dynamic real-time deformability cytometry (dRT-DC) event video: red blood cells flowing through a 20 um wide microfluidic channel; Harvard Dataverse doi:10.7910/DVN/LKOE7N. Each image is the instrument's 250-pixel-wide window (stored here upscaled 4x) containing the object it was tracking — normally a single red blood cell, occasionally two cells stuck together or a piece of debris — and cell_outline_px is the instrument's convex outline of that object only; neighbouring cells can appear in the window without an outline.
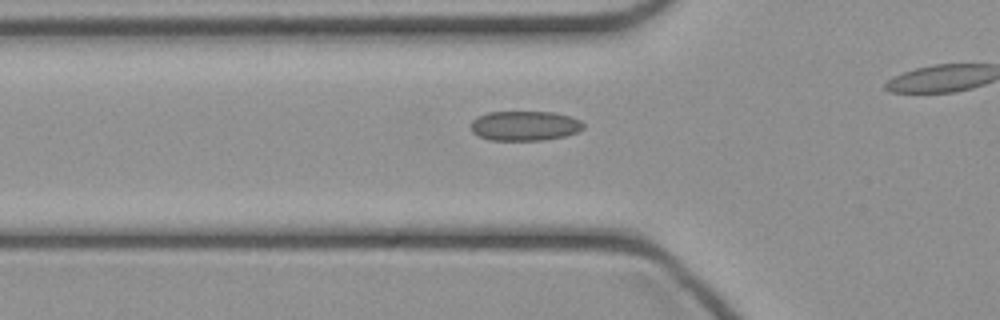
{"species": "common noctule bat (a hibernating species)", "species_latin": "Nyctalus noctula", "temperature_condition": "cold", "stored_images_in_passage": 38, "camera_frame_rate_fps": 3000, "um_per_image_px": 0.085, "animal": {"sex": "female", "body_mass_g": 21.9}, "frame": {"image": 1, "passage_image": 16, "time_ms": 5.0, "image_size_px": [1000, 320], "cell_outline_px": [[584, 128], [576, 132], [564, 136], [544, 140], [488, 140], [472, 132], [472, 120], [476, 116], [488, 112], [552, 112], [568, 116], [580, 120], [584, 124]], "centroid_in_image_um": [44.58, 10.69], "position_along_channel_um": 81.2, "area_um2": 19.42}}
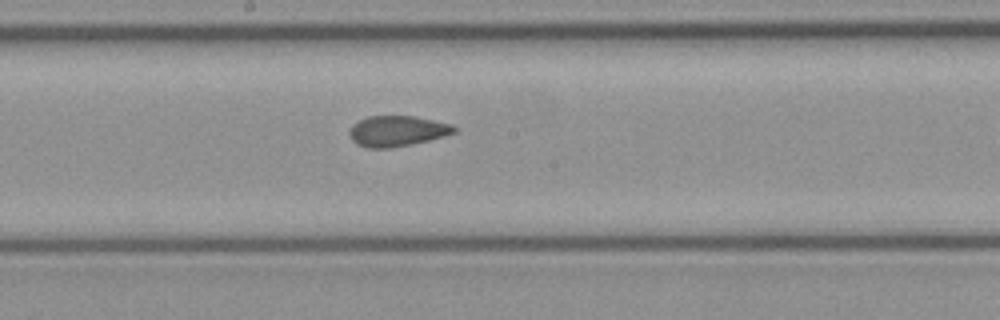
{"frame": {"image": 2, "passage_image": 25, "time_ms": 8.0, "image_size_px": [1000, 320], "cell_outline_px": [[456, 132], [444, 136], [428, 140], [392, 148], [368, 148], [356, 144], [352, 140], [348, 132], [352, 124], [368, 116], [412, 116], [452, 124], [456, 128]], "centroid_in_image_um": [33.72, 11.14], "position_along_channel_um": 214.5, "area_um2": 18.61}}
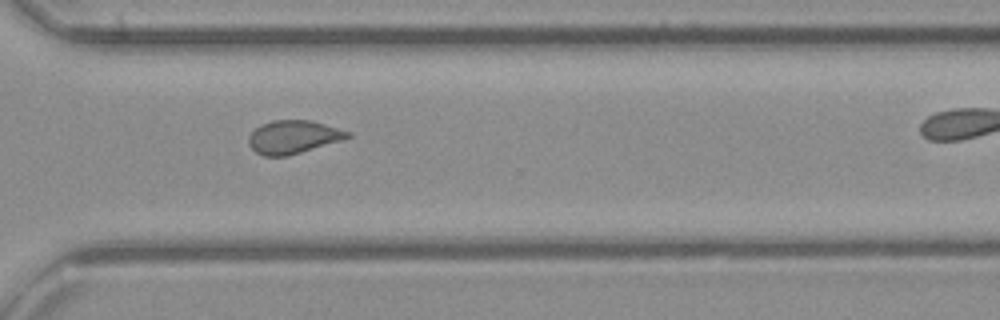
{"frame": {"image": 3, "passage_image": 34, "time_ms": 11.0, "image_size_px": [1000, 320], "cell_outline_px": [[352, 136], [344, 140], [288, 156], [264, 156], [256, 152], [248, 144], [248, 136], [260, 124], [272, 120], [312, 120], [352, 132]], "centroid_in_image_um": [24.95, 11.64], "position_along_channel_um": 345.6, "area_um2": 19.42}}